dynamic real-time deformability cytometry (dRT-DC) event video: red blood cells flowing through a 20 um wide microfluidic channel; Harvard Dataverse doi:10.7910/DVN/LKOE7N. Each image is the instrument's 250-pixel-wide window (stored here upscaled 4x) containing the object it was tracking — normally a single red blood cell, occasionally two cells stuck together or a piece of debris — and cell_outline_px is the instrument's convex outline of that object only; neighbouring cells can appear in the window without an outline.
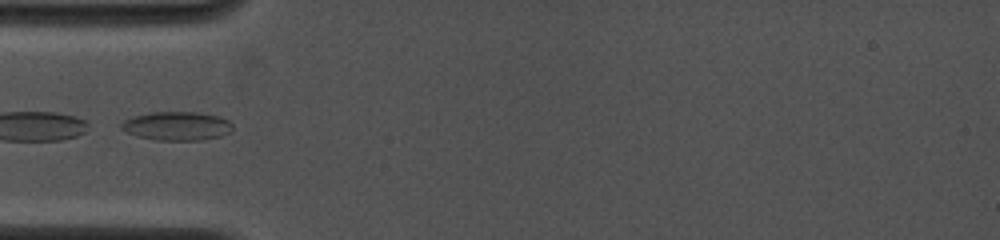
{"species": "common noctule bat (a hibernating species)", "species_latin": "Nyctalus noctula", "temperature_condition": "cold", "stored_images_in_passage": 27, "camera_frame_rate_fps": 4000, "um_per_image_px": 0.085, "animal": {"sex": "female", "body_mass_g": 19.0, "forearm_length_mm": 53.3}, "frame": {"image": 1, "passage_image": 1, "time_ms": 0.0, "image_size_px": [1000, 240], "cell_outline_px": [[232, 132], [220, 136], [204, 140], [156, 140], [136, 136], [120, 128], [120, 124], [124, 120], [132, 116], [148, 112], [196, 112], [220, 116], [228, 120], [232, 124]], "centroid_in_image_um": [15.03, 10.7], "position_along_channel_um": 70.0, "area_um2": 18.84}}